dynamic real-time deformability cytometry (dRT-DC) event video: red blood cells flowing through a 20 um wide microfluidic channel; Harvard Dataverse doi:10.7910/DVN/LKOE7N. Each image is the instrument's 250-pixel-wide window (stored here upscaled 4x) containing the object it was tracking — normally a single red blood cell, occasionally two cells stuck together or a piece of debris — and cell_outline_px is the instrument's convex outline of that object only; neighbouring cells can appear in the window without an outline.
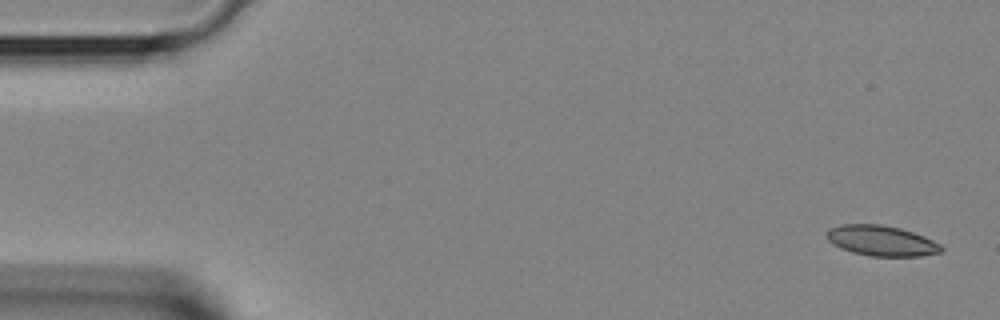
{"species": "Egyptian fruit bat (a non-hibernating species)", "species_latin": "Rousettus aegyptiacus", "temperature_condition": "room temperature", "stored_images_in_passage": 4, "camera_frame_rate_fps": 3000, "um_per_image_px": 0.085, "animal": {"sex": "female"}, "frame": {"image": 1, "passage_image": 1, "time_ms": 0.0, "image_size_px": [1000, 320], "cell_outline_px": [[944, 252], [920, 256], [872, 256], [852, 252], [840, 248], [832, 244], [828, 240], [828, 228], [840, 224], [880, 224], [900, 228], [924, 236], [940, 244], [944, 248]], "centroid_in_image_um": [74.93, 20.46], "position_along_channel_um": 10.1, "area_um2": 20.35}}